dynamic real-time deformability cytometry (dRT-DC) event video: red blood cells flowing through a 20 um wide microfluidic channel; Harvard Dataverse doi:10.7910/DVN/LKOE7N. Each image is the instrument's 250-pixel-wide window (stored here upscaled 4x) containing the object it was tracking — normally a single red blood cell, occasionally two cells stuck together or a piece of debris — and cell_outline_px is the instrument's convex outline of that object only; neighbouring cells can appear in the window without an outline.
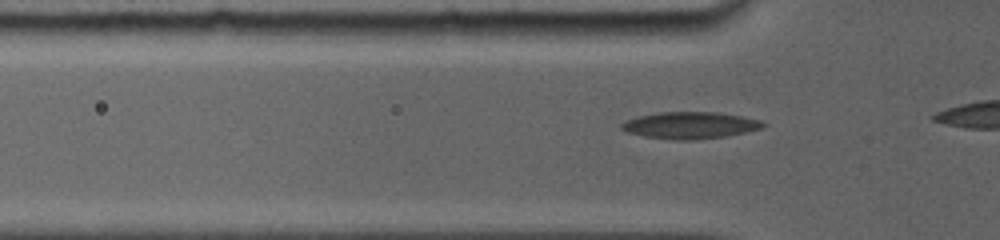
{"species": "common noctule bat (a hibernating species)", "species_latin": "Nyctalus noctula", "temperature_condition": "room temperature", "stored_images_in_passage": 11, "camera_frame_rate_fps": 5000, "um_per_image_px": 0.085, "animal": {"sex": "female", "body_mass_g": 19.0, "forearm_length_mm": 56.7}, "frame": {"image": 1, "passage_image": 4, "time_ms": 1.0, "image_size_px": [1000, 240], "cell_outline_px": [[768, 124], [760, 128], [744, 132], [724, 136], [692, 140], [672, 140], [644, 136], [628, 132], [620, 128], [620, 124], [636, 116], [660, 112], [716, 112], [740, 116], [760, 120]], "centroid_in_image_um": [58.62, 10.64], "position_along_channel_um": 67.2, "area_um2": 21.91}}
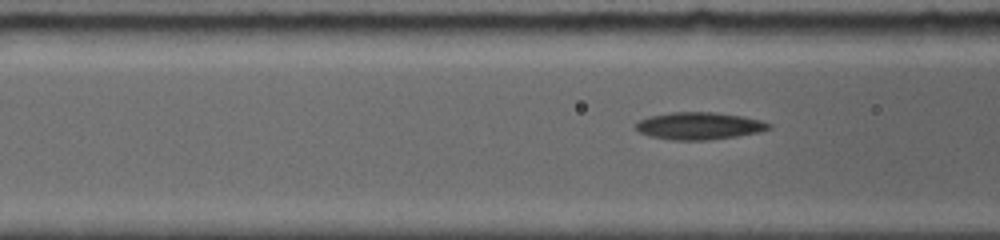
{"frame": {"image": 2, "passage_image": 8, "time_ms": 2.0, "image_size_px": [1000, 240], "cell_outline_px": [[772, 128], [760, 132], [736, 136], [708, 140], [672, 140], [652, 136], [640, 132], [636, 128], [636, 124], [640, 120], [648, 116], [672, 112], [716, 112], [744, 116], [760, 120], [772, 124]], "centroid_in_image_um": [59.47, 10.69], "position_along_channel_um": 107.1, "area_um2": 21.15}}